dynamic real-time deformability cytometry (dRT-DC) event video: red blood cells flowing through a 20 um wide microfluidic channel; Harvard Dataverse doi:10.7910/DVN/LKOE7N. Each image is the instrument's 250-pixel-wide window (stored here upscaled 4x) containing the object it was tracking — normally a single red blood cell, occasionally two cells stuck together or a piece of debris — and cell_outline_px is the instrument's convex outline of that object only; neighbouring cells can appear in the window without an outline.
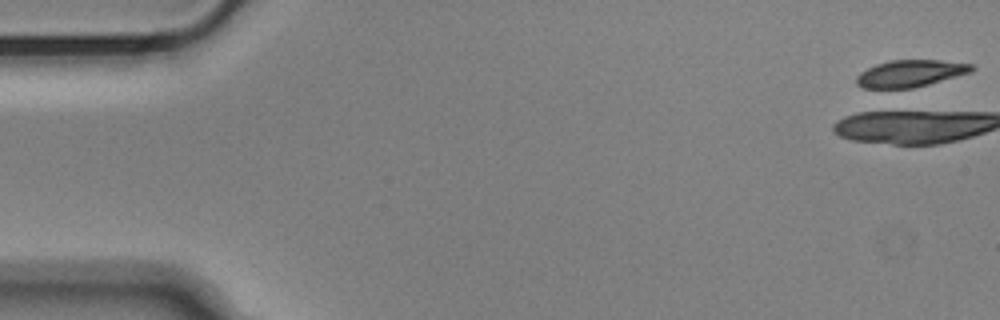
{"species": "Egyptian fruit bat (a non-hibernating species)", "species_latin": "Rousettus aegyptiacus", "temperature_condition": "cold", "stored_images_in_passage": 1, "camera_frame_rate_fps": 3000, "um_per_image_px": 0.085, "animal": {"sex": "male"}, "frame": {"image": 1, "passage_image": 1, "time_ms": 0.0, "image_size_px": [1000, 320], "cell_outline_px": [[976, 68], [972, 72], [928, 84], [912, 88], [864, 88], [856, 84], [856, 76], [860, 72], [876, 64], [888, 60], [940, 60], [972, 64]], "centroid_in_image_um": [77.38, 6.23], "position_along_channel_um": 7.6, "area_um2": 18.09}}